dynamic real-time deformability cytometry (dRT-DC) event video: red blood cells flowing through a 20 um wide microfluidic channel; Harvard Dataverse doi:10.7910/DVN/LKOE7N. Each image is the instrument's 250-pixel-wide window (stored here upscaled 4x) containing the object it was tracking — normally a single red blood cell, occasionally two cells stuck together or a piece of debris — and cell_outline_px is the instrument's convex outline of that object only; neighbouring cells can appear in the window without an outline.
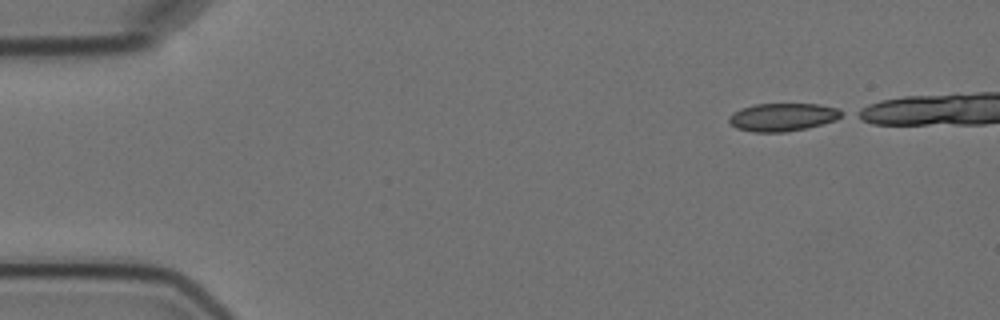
{"species": "Egyptian fruit bat (a non-hibernating species)", "species_latin": "Rousettus aegyptiacus", "temperature_condition": "cold", "stored_images_in_passage": 3, "camera_frame_rate_fps": 3000, "um_per_image_px": 0.085, "animal": {"sex": "female"}, "frame": {"image": 1, "passage_image": 3, "time_ms": 3.0, "image_size_px": [1000, 320], "cell_outline_px": [[844, 116], [836, 120], [808, 128], [784, 132], [752, 132], [736, 128], [728, 120], [728, 116], [740, 108], [756, 104], [820, 104], [836, 108], [844, 112]], "centroid_in_image_um": [66.54, 9.95], "position_along_channel_um": 18.5, "area_um2": 18.5}}